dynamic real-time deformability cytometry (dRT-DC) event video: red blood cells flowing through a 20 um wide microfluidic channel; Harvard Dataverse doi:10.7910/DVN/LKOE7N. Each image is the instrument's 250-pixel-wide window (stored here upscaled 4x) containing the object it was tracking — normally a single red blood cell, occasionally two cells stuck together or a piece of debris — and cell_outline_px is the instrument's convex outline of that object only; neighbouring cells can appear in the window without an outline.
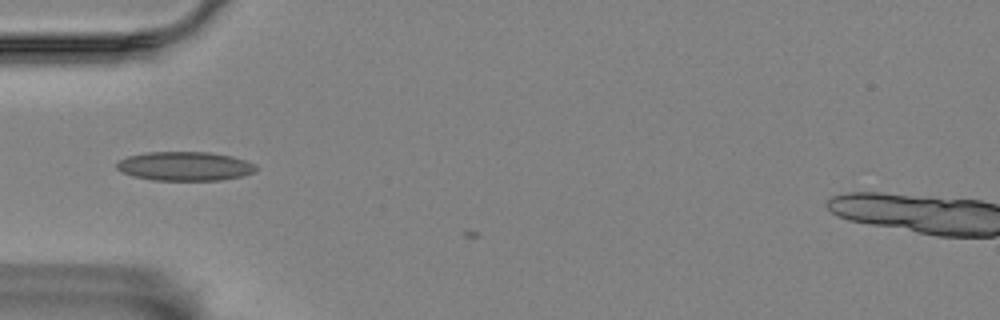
{"species": "Egyptian fruit bat (a non-hibernating species)", "species_latin": "Rousettus aegyptiacus", "temperature_condition": "room temperature", "stored_images_in_passage": 7, "camera_frame_rate_fps": 3000, "um_per_image_px": 0.085, "animal": {"sex": "female"}, "frame": {"image": 1, "passage_image": 5, "time_ms": 5.667, "image_size_px": [1000, 320], "cell_outline_px": [[256, 168], [252, 172], [240, 176], [220, 180], [152, 180], [132, 176], [116, 168], [116, 164], [120, 160], [128, 156], [148, 152], [212, 152], [232, 156], [256, 164]], "centroid_in_image_um": [15.7, 14.12], "position_along_channel_um": 69.3, "area_um2": 23.41}}
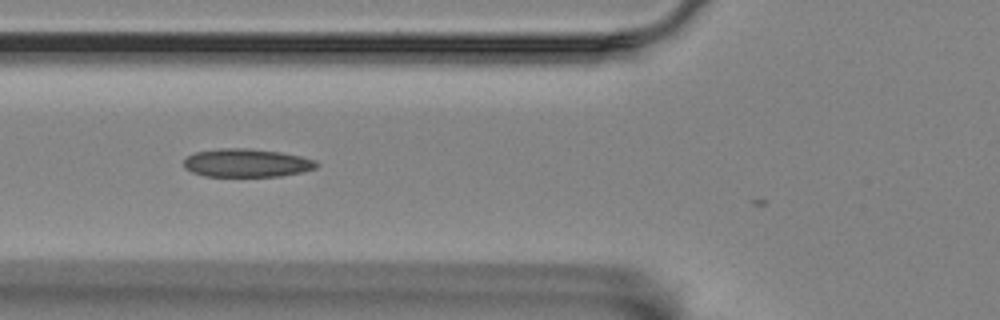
{"frame": {"image": 2, "passage_image": 6, "time_ms": 6.667, "image_size_px": [1000, 320], "cell_outline_px": [[320, 164], [316, 168], [300, 172], [280, 176], [204, 176], [192, 172], [184, 168], [184, 160], [188, 156], [196, 152], [220, 148], [248, 148], [280, 152], [300, 156], [316, 160]], "centroid_in_image_um": [20.97, 13.85], "position_along_channel_um": 104.8, "area_um2": 21.85}}